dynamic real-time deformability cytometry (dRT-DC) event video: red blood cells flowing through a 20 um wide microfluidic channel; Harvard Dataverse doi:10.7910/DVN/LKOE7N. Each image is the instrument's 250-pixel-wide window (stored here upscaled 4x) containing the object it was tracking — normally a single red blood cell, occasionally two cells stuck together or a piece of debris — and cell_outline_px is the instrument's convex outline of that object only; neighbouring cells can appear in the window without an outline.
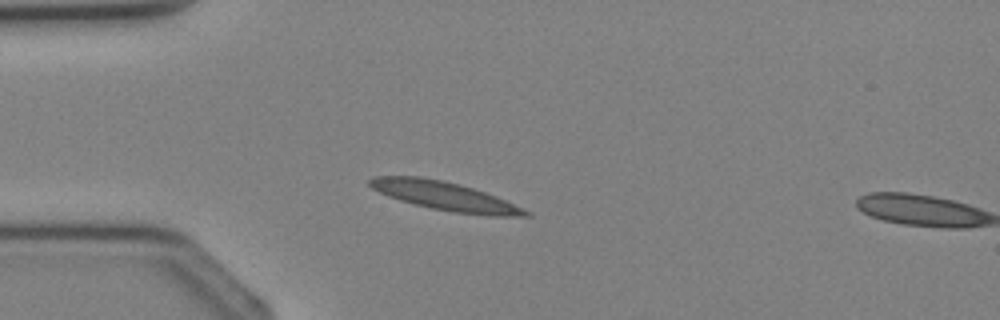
{"species": "Egyptian fruit bat (a non-hibernating species)", "species_latin": "Rousettus aegyptiacus", "temperature_condition": "cold", "stored_images_in_passage": 2, "segment_of_instrument_passage": [1, 2], "camera_frame_rate_fps": 3000, "um_per_image_px": 0.085, "animal": {"sex": "female"}, "frame": {"image": 1, "passage_image": 1, "time_ms": 0.0, "image_size_px": [1000, 320], "cell_outline_px": [[532, 216], [488, 216], [452, 212], [432, 208], [400, 200], [388, 196], [372, 188], [368, 184], [368, 180], [372, 176], [420, 176], [444, 180], [472, 188], [496, 196], [524, 208], [532, 212]], "centroid_in_image_um": [37.84, 16.66], "position_along_channel_um": 47.2, "area_um2": 26.01}}